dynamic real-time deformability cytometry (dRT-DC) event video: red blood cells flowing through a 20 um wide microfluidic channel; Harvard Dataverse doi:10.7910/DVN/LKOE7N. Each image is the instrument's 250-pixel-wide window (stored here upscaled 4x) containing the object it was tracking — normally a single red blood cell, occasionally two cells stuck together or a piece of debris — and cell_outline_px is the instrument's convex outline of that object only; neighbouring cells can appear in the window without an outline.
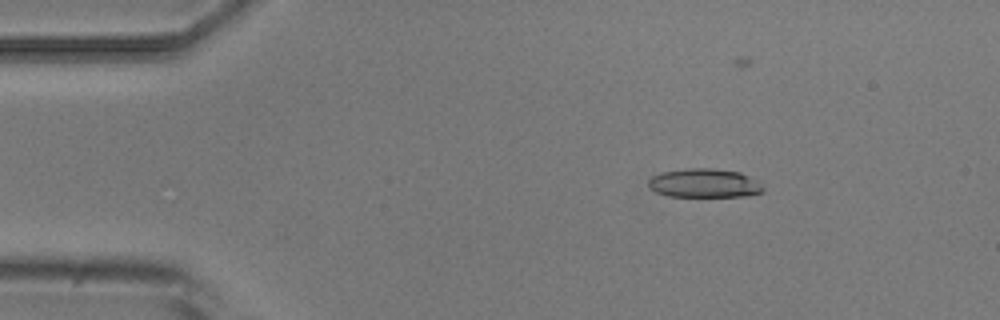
{"species": "common noctule bat (a hibernating species)", "species_latin": "Nyctalus noctula", "temperature_condition": "room temperature", "stored_images_in_passage": 8, "camera_frame_rate_fps": 3000, "um_per_image_px": 0.085, "animal": {"sex": "male", "body_mass_g": 20.5, "forearm_length_mm": 52.5}, "frame": {"image": 1, "passage_image": 4, "time_ms": 3.667, "image_size_px": [1000, 320], "cell_outline_px": [[764, 192], [744, 196], [668, 196], [656, 192], [648, 188], [648, 180], [652, 176], [664, 172], [688, 168], [708, 168], [740, 172], [748, 176], [760, 184], [764, 188]], "centroid_in_image_um": [59.84, 15.57], "position_along_channel_um": 25.2, "area_um2": 19.13}}